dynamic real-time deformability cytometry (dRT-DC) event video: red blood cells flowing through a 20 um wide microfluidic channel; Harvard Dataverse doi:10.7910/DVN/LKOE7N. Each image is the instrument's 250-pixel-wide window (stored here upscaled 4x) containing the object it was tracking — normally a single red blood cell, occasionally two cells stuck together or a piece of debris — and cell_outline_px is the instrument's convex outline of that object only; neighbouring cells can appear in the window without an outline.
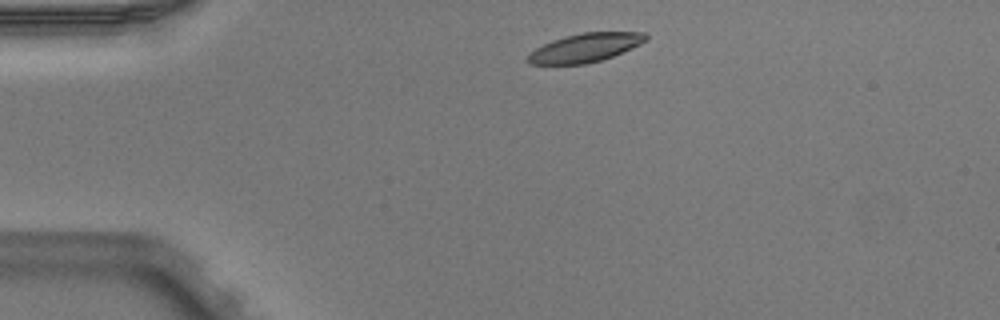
{"species": "Egyptian fruit bat (a non-hibernating species)", "species_latin": "Rousettus aegyptiacus", "temperature_condition": "warm", "stored_images_in_passage": 2, "camera_frame_rate_fps": 3000, "um_per_image_px": 0.085, "animal": {"sex": "male"}, "frame": {"image": 1, "passage_image": 1, "time_ms": 0.0, "image_size_px": [1000, 320], "cell_outline_px": [[648, 40], [640, 44], [612, 56], [600, 60], [584, 64], [528, 64], [528, 52], [552, 40], [564, 36], [584, 32], [644, 32], [648, 36]], "centroid_in_image_um": [49.73, 4.04], "position_along_channel_um": 35.3, "area_um2": 19.59}}